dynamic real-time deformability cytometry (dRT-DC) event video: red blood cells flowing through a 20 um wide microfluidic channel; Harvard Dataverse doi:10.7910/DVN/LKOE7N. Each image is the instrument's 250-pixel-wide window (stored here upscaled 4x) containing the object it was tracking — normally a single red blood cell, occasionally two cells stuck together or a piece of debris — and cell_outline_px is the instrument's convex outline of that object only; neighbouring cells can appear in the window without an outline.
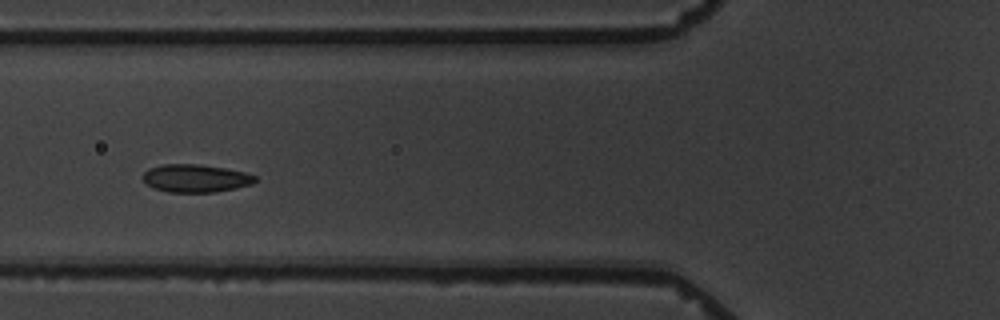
{"species": "common noctule bat (a hibernating species)", "species_latin": "Nyctalus noctula", "temperature_condition": "warm", "stored_images_in_passage": 6, "camera_frame_rate_fps": 3000, "um_per_image_px": 0.085, "animal": {"sex": "male", "body_mass_g": 19.5, "forearm_length_mm": 54.6}, "frame": {"image": 1, "passage_image": 3, "time_ms": 2.333, "image_size_px": [1000, 320], "cell_outline_px": [[256, 180], [252, 184], [236, 188], [212, 192], [168, 192], [156, 188], [148, 184], [144, 180], [144, 172], [148, 168], [160, 164], [200, 164], [224, 168], [244, 172], [256, 176]], "centroid_in_image_um": [16.63, 15.14], "position_along_channel_um": 109.2, "area_um2": 18.09}}
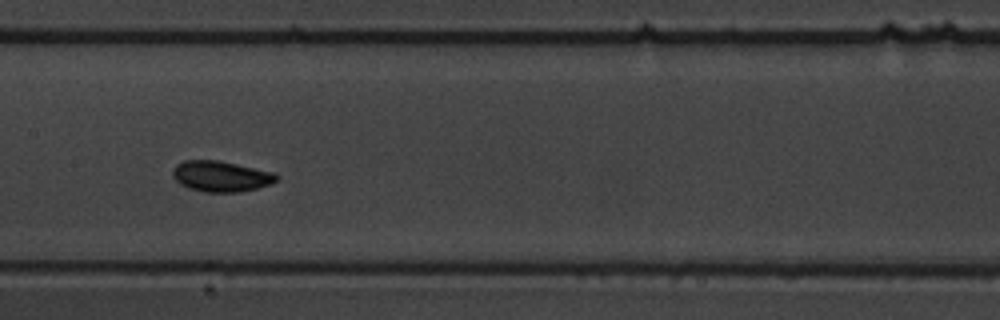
{"frame": {"image": 2, "passage_image": 5, "time_ms": 4.667, "image_size_px": [1000, 320], "cell_outline_px": [[280, 176], [272, 184], [240, 192], [204, 192], [188, 188], [180, 184], [172, 176], [172, 168], [176, 164], [184, 160], [216, 160], [236, 164], [272, 172]], "centroid_in_image_um": [18.74, 14.99], "position_along_channel_um": 188.7, "area_um2": 18.61}}
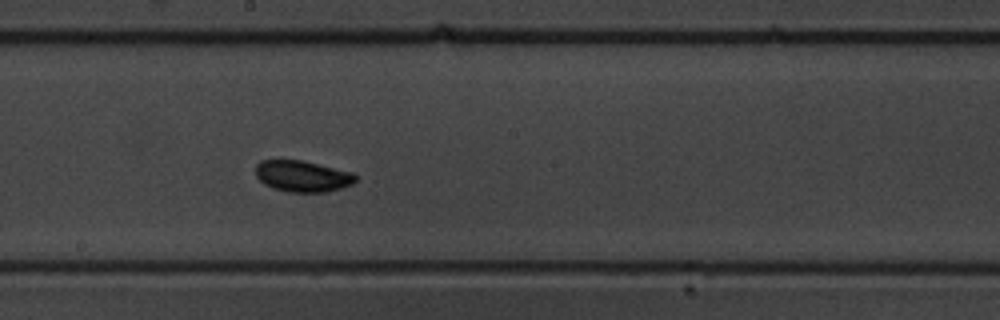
{"frame": {"image": 3, "passage_image": 6, "time_ms": 5.667, "image_size_px": [1000, 320], "cell_outline_px": [[356, 180], [352, 184], [328, 192], [288, 192], [272, 188], [264, 184], [256, 176], [256, 164], [260, 160], [300, 160], [352, 172], [356, 176]], "centroid_in_image_um": [25.69, 14.98], "position_along_channel_um": 222.5, "area_um2": 18.15}}